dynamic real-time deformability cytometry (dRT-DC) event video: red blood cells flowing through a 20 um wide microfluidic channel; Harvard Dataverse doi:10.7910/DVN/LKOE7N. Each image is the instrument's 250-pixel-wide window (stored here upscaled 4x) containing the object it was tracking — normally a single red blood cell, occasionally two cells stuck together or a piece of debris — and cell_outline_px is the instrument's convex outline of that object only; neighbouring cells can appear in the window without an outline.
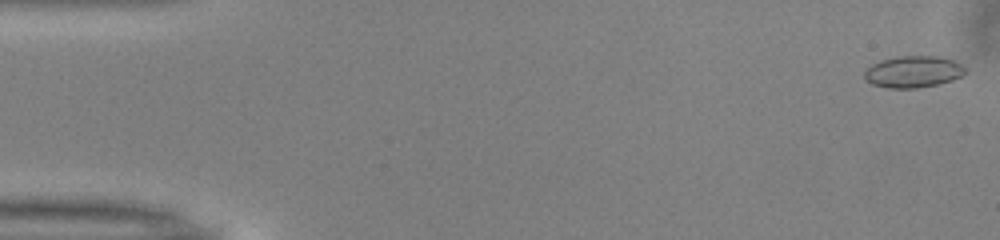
{"species": "common noctule bat (a hibernating species)", "species_latin": "Nyctalus noctula", "temperature_condition": "warm", "stored_images_in_passage": 51, "camera_frame_rate_fps": 3000, "um_per_image_px": 0.085, "animal": {"sex": "male", "body_mass_g": 13.0, "forearm_length_mm": 53.1}, "frame": {"image": 1, "passage_image": 1, "time_ms": 0.0, "image_size_px": [1000, 240], "cell_outline_px": [[964, 72], [960, 76], [952, 80], [940, 84], [916, 88], [888, 88], [872, 84], [864, 80], [864, 72], [872, 64], [880, 60], [896, 56], [936, 56], [952, 60], [960, 64], [964, 68]], "centroid_in_image_um": [77.57, 6.1], "position_along_channel_um": 7.4, "area_um2": 18.55}}
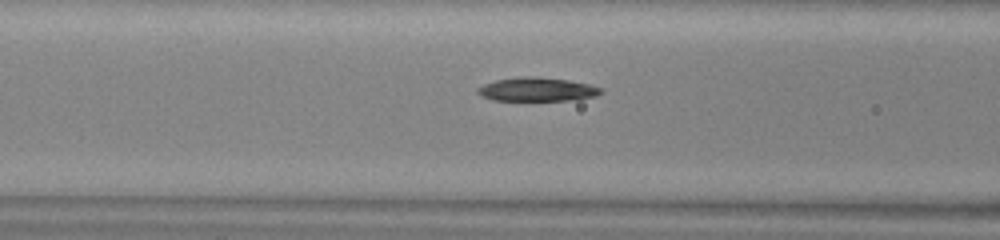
{"frame": {"image": 2, "passage_image": 20, "time_ms": 6.333, "image_size_px": [1000, 240], "cell_outline_px": [[604, 92], [596, 96], [568, 100], [492, 100], [480, 96], [476, 92], [476, 88], [484, 84], [496, 80], [520, 76], [536, 76], [568, 80], [588, 84], [604, 88]], "centroid_in_image_um": [45.64, 7.59], "position_along_channel_um": 121.0, "area_um2": 17.17}}
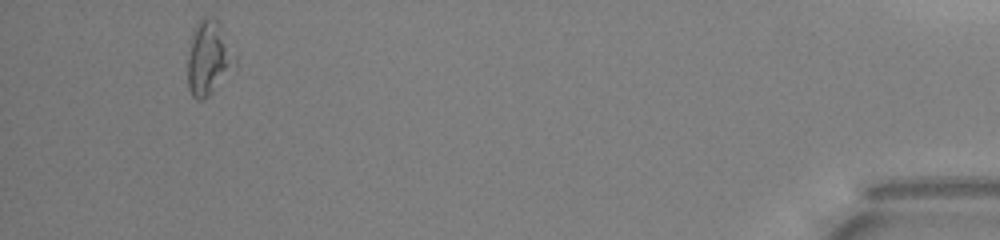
{"frame": {"image": 3, "passage_image": 48, "time_ms": 15.667, "image_size_px": [1000, 240], "cell_outline_px": [[236, 64], [212, 92], [208, 96], [200, 100], [196, 100], [192, 96], [188, 88], [188, 60], [192, 32], [196, 24], [204, 16], [212, 16], [220, 24], [236, 56]], "centroid_in_image_um": [17.73, 4.91], "position_along_channel_um": 417.5, "area_um2": 20.29}, "authors_computed_cell_mechanics": {"area_um2": 17.7446, "velocity_mm_per_s": 4.0139, "shape_relaxation_time_tau1_ms": 2.4191, "shape_relaxation_time_tau2_ms": null, "deformation_change_tau1": 0.1499, "deformation_change_tau2": null}}